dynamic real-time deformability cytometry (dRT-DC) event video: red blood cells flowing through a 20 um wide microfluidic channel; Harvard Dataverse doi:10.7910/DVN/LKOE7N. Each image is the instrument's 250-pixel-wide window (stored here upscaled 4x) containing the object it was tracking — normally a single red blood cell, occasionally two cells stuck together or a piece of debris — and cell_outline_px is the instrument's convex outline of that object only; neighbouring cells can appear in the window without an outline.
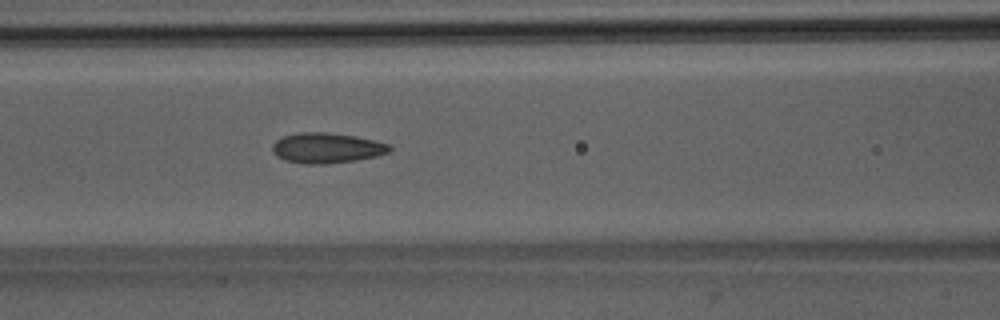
{"species": "Egyptian fruit bat (a non-hibernating species)", "species_latin": "Rousettus aegyptiacus", "temperature_condition": "room temperature", "stored_images_in_passage": 50, "camera_frame_rate_fps": 3000, "um_per_image_px": 0.085, "animal": {"sex": "male"}, "frame": {"image": 1, "passage_image": 23, "time_ms": 7.333, "image_size_px": [1000, 320], "cell_outline_px": [[392, 148], [388, 152], [376, 156], [356, 160], [328, 164], [308, 164], [284, 160], [276, 156], [272, 152], [272, 144], [276, 140], [284, 136], [300, 132], [328, 132], [356, 136], [388, 144]], "centroid_in_image_um": [27.73, 12.58], "position_along_channel_um": 138.9, "area_um2": 20.69}}
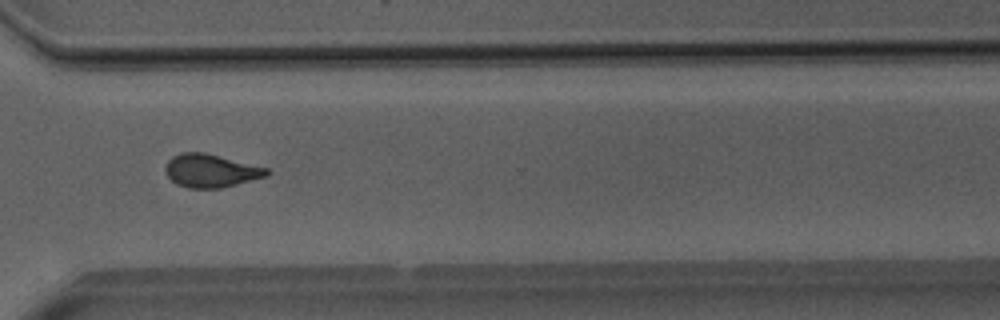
{"frame": {"image": 2, "passage_image": 39, "time_ms": 12.667, "image_size_px": [1000, 320], "cell_outline_px": [[272, 172], [268, 176], [220, 188], [188, 188], [176, 184], [168, 176], [164, 168], [168, 160], [172, 156], [180, 152], [204, 152], [268, 168]], "centroid_in_image_um": [17.92, 14.51], "position_along_channel_um": 352.7, "area_um2": 19.65}}
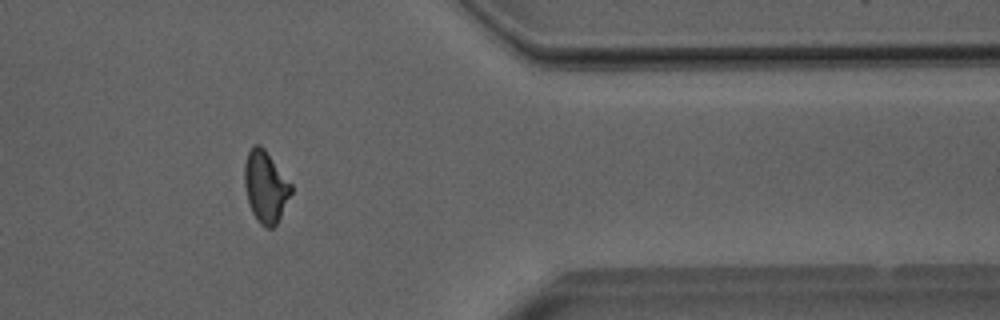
{"frame": {"image": 3, "passage_image": 43, "time_ms": 14.0, "image_size_px": [1000, 320], "cell_outline_px": [[292, 192], [276, 224], [272, 228], [264, 228], [256, 220], [248, 204], [244, 184], [244, 164], [248, 152], [256, 144], [260, 144], [264, 148], [292, 184]], "centroid_in_image_um": [22.56, 15.88], "position_along_channel_um": 388.8, "area_um2": 19.48}, "authors_computed_cell_mechanics": {"area_um2": 19.8254, "velocity_mm_per_s": 4.0102, "shape_relaxation_time_tau1_ms": 6.0045, "shape_relaxation_time_tau2_ms": 1.8678, "deformation_change_tau1": 0.1499, "deformation_change_tau2": 0.0786}}